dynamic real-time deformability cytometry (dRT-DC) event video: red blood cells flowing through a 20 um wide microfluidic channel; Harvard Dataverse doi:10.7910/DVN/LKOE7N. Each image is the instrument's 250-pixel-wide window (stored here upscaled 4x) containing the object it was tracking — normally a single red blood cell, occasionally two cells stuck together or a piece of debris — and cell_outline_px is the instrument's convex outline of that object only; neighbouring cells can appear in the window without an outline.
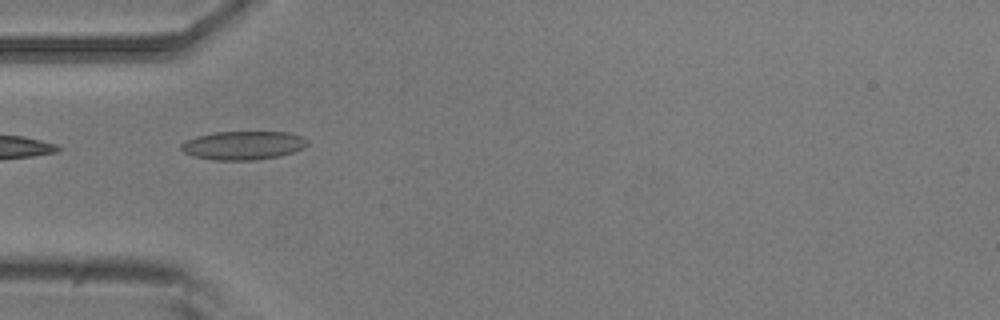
{"species": "common noctule bat (a hibernating species)", "species_latin": "Nyctalus noctula", "temperature_condition": "room temperature", "stored_images_in_passage": 5, "camera_frame_rate_fps": 3000, "um_per_image_px": 0.085, "animal": {"sex": "male", "body_mass_g": 20.5, "forearm_length_mm": 52.5}, "frame": {"image": 1, "passage_image": 5, "time_ms": 1.333, "image_size_px": [1000, 320], "cell_outline_px": [[308, 144], [304, 148], [280, 156], [252, 160], [212, 160], [192, 156], [184, 152], [180, 148], [180, 144], [184, 140], [196, 136], [216, 132], [288, 132], [300, 136], [308, 140]], "centroid_in_image_um": [20.63, 12.36], "position_along_channel_um": 64.4, "area_um2": 21.15}}